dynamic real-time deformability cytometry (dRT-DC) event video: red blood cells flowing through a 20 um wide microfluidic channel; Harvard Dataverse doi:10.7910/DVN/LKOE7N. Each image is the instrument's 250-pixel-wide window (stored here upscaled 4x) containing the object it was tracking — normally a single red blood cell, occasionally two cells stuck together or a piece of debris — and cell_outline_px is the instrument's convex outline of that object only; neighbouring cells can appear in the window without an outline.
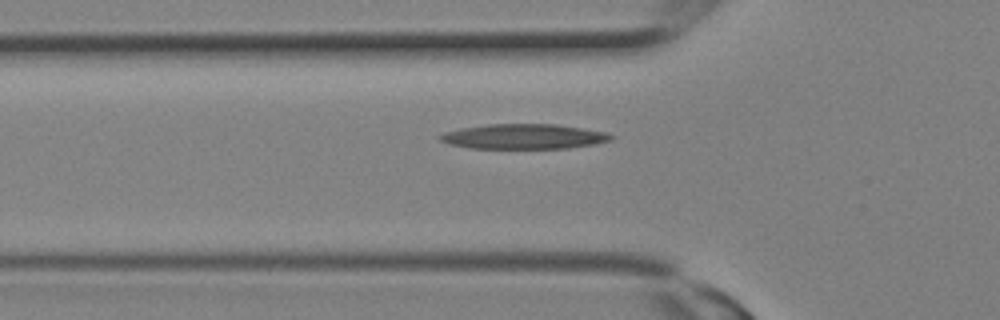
{"species": "Egyptian fruit bat (a non-hibernating species)", "species_latin": "Rousettus aegyptiacus", "temperature_condition": "room temperature", "stored_images_in_passage": 3, "camera_frame_rate_fps": 3000, "um_per_image_px": 0.085, "animal": {"sex": "female"}, "frame": {"image": 1, "passage_image": 3, "time_ms": 0.667, "image_size_px": [1000, 320], "cell_outline_px": [[616, 136], [612, 140], [592, 144], [568, 148], [468, 148], [452, 144], [440, 140], [440, 136], [444, 132], [460, 128], [488, 124], [556, 124], [604, 132]], "centroid_in_image_um": [44.53, 11.6], "position_along_channel_um": 81.3, "area_um2": 24.62}}